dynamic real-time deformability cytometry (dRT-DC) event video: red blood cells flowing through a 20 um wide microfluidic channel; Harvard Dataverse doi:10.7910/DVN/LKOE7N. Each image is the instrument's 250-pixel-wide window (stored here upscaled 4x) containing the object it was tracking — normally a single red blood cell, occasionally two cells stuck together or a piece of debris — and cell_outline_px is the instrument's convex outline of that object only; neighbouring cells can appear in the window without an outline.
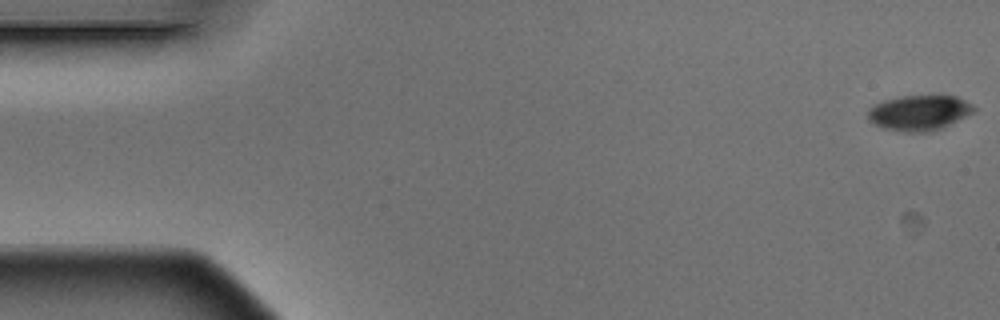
{"species": "Egyptian fruit bat (a non-hibernating species)", "species_latin": "Rousettus aegyptiacus", "temperature_condition": "warm", "stored_images_in_passage": 5, "camera_frame_rate_fps": 3000, "um_per_image_px": 0.085, "animal": {"sex": "male"}, "frame": {"image": 1, "passage_image": 1, "time_ms": 0.0, "image_size_px": [1000, 320], "cell_outline_px": [[976, 112], [932, 132], [904, 132], [884, 128], [872, 124], [868, 120], [868, 108], [872, 104], [884, 100], [900, 96], [956, 96], [972, 104], [976, 108]], "centroid_in_image_um": [78.11, 9.59], "position_along_channel_um": 6.9, "area_um2": 22.02}}